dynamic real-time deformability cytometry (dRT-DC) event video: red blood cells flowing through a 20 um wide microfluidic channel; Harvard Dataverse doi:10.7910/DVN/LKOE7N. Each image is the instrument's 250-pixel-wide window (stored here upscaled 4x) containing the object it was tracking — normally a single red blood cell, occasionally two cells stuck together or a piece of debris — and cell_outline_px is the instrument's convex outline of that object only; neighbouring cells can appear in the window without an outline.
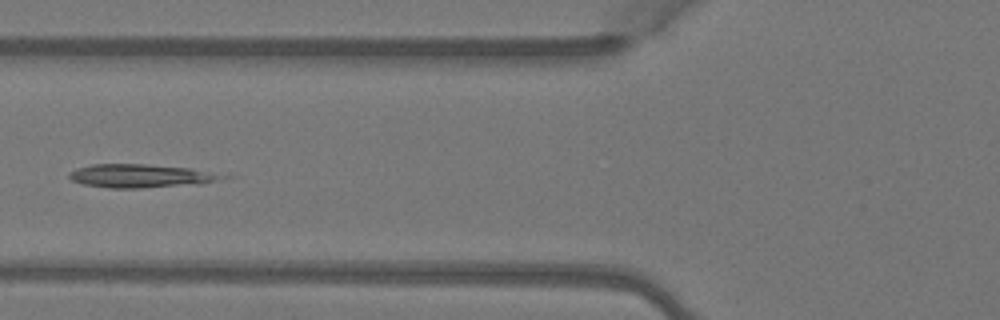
{"species": "Egyptian fruit bat (a non-hibernating species)", "species_latin": "Rousettus aegyptiacus", "temperature_condition": "warm", "stored_images_in_passage": 5, "camera_frame_rate_fps": 3000, "um_per_image_px": 0.085, "animal": {"sex": "female"}, "frame": {"image": 1, "passage_image": 5, "time_ms": 1.333, "image_size_px": [1000, 320], "cell_outline_px": [[232, 176], [200, 184], [140, 188], [112, 188], [84, 184], [72, 180], [68, 176], [68, 172], [76, 168], [92, 164], [148, 164], [228, 172]], "centroid_in_image_um": [12.08, 14.94], "position_along_channel_um": 113.7, "area_um2": 21.33}}